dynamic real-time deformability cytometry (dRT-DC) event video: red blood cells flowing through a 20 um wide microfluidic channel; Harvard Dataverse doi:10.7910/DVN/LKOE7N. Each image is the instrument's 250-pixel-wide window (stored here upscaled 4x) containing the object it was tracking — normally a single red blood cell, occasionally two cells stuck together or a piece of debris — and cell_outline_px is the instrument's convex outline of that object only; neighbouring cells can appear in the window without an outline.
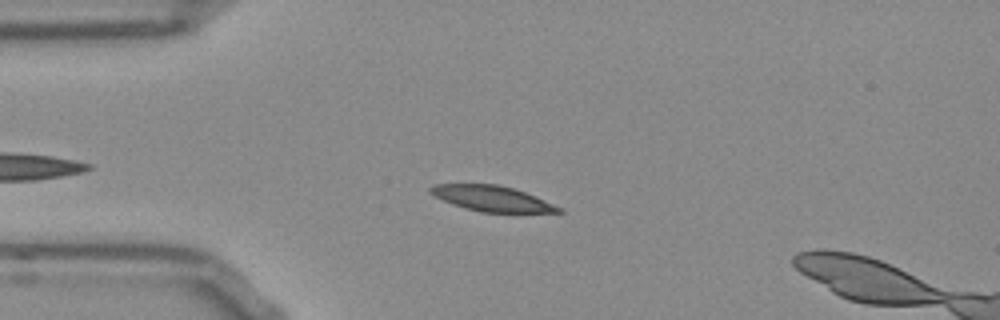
{"species": "Egyptian fruit bat (a non-hibernating species)", "species_latin": "Rousettus aegyptiacus", "temperature_condition": "room temperature", "stored_images_in_passage": 45, "camera_frame_rate_fps": 3000, "um_per_image_px": 0.085, "frame": {"image": 1, "passage_image": 9, "time_ms": 2.667, "image_size_px": [1000, 320], "cell_outline_px": [[564, 212], [480, 212], [464, 208], [452, 204], [428, 192], [428, 188], [432, 184], [500, 184], [524, 192], [564, 208]], "centroid_in_image_um": [41.8, 16.87], "position_along_channel_um": 43.2, "area_um2": 18.96}}
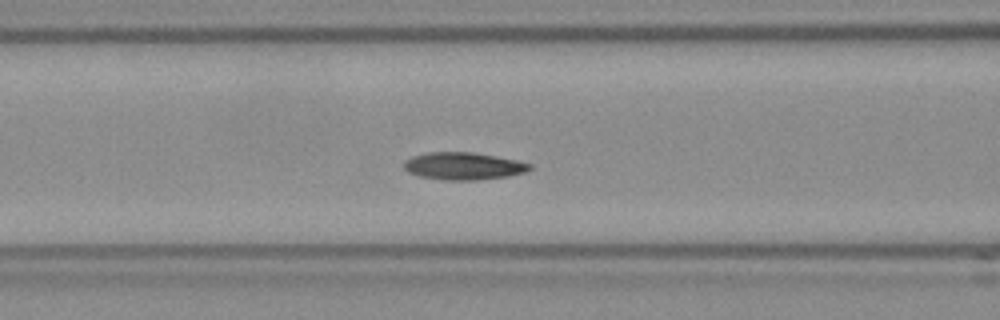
{"frame": {"image": 2, "passage_image": 17, "time_ms": 5.333, "image_size_px": [1000, 320], "cell_outline_px": [[532, 168], [524, 172], [508, 176], [476, 180], [444, 180], [420, 176], [408, 172], [404, 168], [404, 160], [412, 156], [428, 152], [472, 152], [496, 156], [516, 160], [532, 164]], "centroid_in_image_um": [39.38, 14.11], "position_along_channel_um": 127.2, "area_um2": 20.06}}
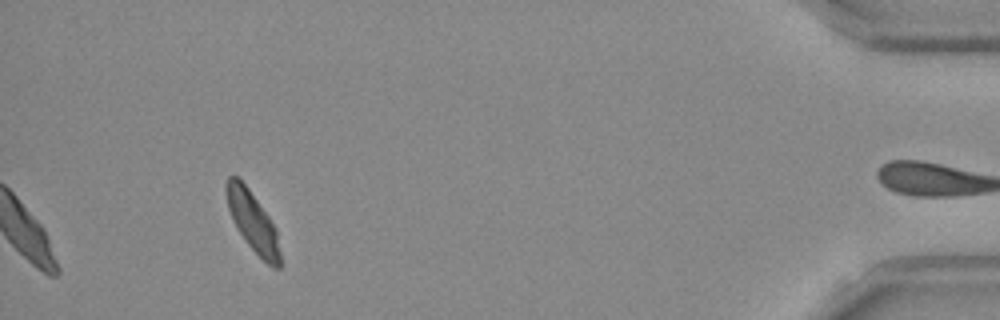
{"frame": {"image": 3, "passage_image": 45, "time_ms": 14.667, "image_size_px": [1000, 320], "cell_outline_px": [[280, 268], [272, 268], [244, 240], [228, 208], [224, 192], [224, 184], [228, 176], [236, 176], [248, 188], [268, 216], [276, 228], [280, 252]], "centroid_in_image_um": [21.47, 18.81], "position_along_channel_um": 413.7, "area_um2": 18.44}, "authors_computed_cell_mechanics": {"area_um2": 19.8832, "velocity_mm_per_s": 3.8242, "shape_relaxation_time_tau1_ms": 2.7165, "shape_relaxation_time_tau2_ms": 2.3693, "deformation_change_tau1": 0.12, "deformation_change_tau2": 0.0572}}